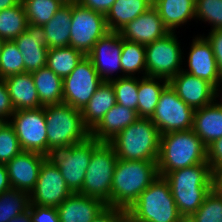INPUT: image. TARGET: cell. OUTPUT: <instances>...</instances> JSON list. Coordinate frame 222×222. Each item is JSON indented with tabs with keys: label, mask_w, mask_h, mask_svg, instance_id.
<instances>
[{
	"label": "cell",
	"mask_w": 222,
	"mask_h": 222,
	"mask_svg": "<svg viewBox=\"0 0 222 222\" xmlns=\"http://www.w3.org/2000/svg\"><path fill=\"white\" fill-rule=\"evenodd\" d=\"M164 178L183 218H190L214 188V174L208 162L168 172Z\"/></svg>",
	"instance_id": "1"
},
{
	"label": "cell",
	"mask_w": 222,
	"mask_h": 222,
	"mask_svg": "<svg viewBox=\"0 0 222 222\" xmlns=\"http://www.w3.org/2000/svg\"><path fill=\"white\" fill-rule=\"evenodd\" d=\"M158 177L156 161L118 159L111 186V207L127 210Z\"/></svg>",
	"instance_id": "2"
},
{
	"label": "cell",
	"mask_w": 222,
	"mask_h": 222,
	"mask_svg": "<svg viewBox=\"0 0 222 222\" xmlns=\"http://www.w3.org/2000/svg\"><path fill=\"white\" fill-rule=\"evenodd\" d=\"M204 162H207V147L193 129L161 135L157 161L159 176Z\"/></svg>",
	"instance_id": "3"
},
{
	"label": "cell",
	"mask_w": 222,
	"mask_h": 222,
	"mask_svg": "<svg viewBox=\"0 0 222 222\" xmlns=\"http://www.w3.org/2000/svg\"><path fill=\"white\" fill-rule=\"evenodd\" d=\"M161 134L150 118H139L108 143L118 159L158 161Z\"/></svg>",
	"instance_id": "4"
},
{
	"label": "cell",
	"mask_w": 222,
	"mask_h": 222,
	"mask_svg": "<svg viewBox=\"0 0 222 222\" xmlns=\"http://www.w3.org/2000/svg\"><path fill=\"white\" fill-rule=\"evenodd\" d=\"M47 125L48 157L56 149L83 142L90 136L84 126L81 110L61 103L44 106Z\"/></svg>",
	"instance_id": "5"
},
{
	"label": "cell",
	"mask_w": 222,
	"mask_h": 222,
	"mask_svg": "<svg viewBox=\"0 0 222 222\" xmlns=\"http://www.w3.org/2000/svg\"><path fill=\"white\" fill-rule=\"evenodd\" d=\"M140 222H181L168 181L159 176L127 209Z\"/></svg>",
	"instance_id": "6"
},
{
	"label": "cell",
	"mask_w": 222,
	"mask_h": 222,
	"mask_svg": "<svg viewBox=\"0 0 222 222\" xmlns=\"http://www.w3.org/2000/svg\"><path fill=\"white\" fill-rule=\"evenodd\" d=\"M117 160L113 147L101 142L92 152L82 189L78 193L111 206V186Z\"/></svg>",
	"instance_id": "7"
},
{
	"label": "cell",
	"mask_w": 222,
	"mask_h": 222,
	"mask_svg": "<svg viewBox=\"0 0 222 222\" xmlns=\"http://www.w3.org/2000/svg\"><path fill=\"white\" fill-rule=\"evenodd\" d=\"M176 32L145 45L146 76L170 81L183 70L184 53Z\"/></svg>",
	"instance_id": "8"
},
{
	"label": "cell",
	"mask_w": 222,
	"mask_h": 222,
	"mask_svg": "<svg viewBox=\"0 0 222 222\" xmlns=\"http://www.w3.org/2000/svg\"><path fill=\"white\" fill-rule=\"evenodd\" d=\"M100 143L89 136L83 142L56 149L49 155L73 193H78L82 189L92 152Z\"/></svg>",
	"instance_id": "9"
},
{
	"label": "cell",
	"mask_w": 222,
	"mask_h": 222,
	"mask_svg": "<svg viewBox=\"0 0 222 222\" xmlns=\"http://www.w3.org/2000/svg\"><path fill=\"white\" fill-rule=\"evenodd\" d=\"M194 109L184 103L168 84L160 94L151 121L161 135L193 128Z\"/></svg>",
	"instance_id": "10"
},
{
	"label": "cell",
	"mask_w": 222,
	"mask_h": 222,
	"mask_svg": "<svg viewBox=\"0 0 222 222\" xmlns=\"http://www.w3.org/2000/svg\"><path fill=\"white\" fill-rule=\"evenodd\" d=\"M23 151L48 157L47 125L44 106L15 111L9 119Z\"/></svg>",
	"instance_id": "11"
},
{
	"label": "cell",
	"mask_w": 222,
	"mask_h": 222,
	"mask_svg": "<svg viewBox=\"0 0 222 222\" xmlns=\"http://www.w3.org/2000/svg\"><path fill=\"white\" fill-rule=\"evenodd\" d=\"M70 32V47H73L87 56L94 44L109 29L107 27L105 15L80 4L72 3V18Z\"/></svg>",
	"instance_id": "12"
},
{
	"label": "cell",
	"mask_w": 222,
	"mask_h": 222,
	"mask_svg": "<svg viewBox=\"0 0 222 222\" xmlns=\"http://www.w3.org/2000/svg\"><path fill=\"white\" fill-rule=\"evenodd\" d=\"M102 82L92 61L85 56L74 70L63 78V103L82 110Z\"/></svg>",
	"instance_id": "13"
},
{
	"label": "cell",
	"mask_w": 222,
	"mask_h": 222,
	"mask_svg": "<svg viewBox=\"0 0 222 222\" xmlns=\"http://www.w3.org/2000/svg\"><path fill=\"white\" fill-rule=\"evenodd\" d=\"M72 193L57 165L47 157L41 165L36 186L30 193V204L58 207Z\"/></svg>",
	"instance_id": "14"
},
{
	"label": "cell",
	"mask_w": 222,
	"mask_h": 222,
	"mask_svg": "<svg viewBox=\"0 0 222 222\" xmlns=\"http://www.w3.org/2000/svg\"><path fill=\"white\" fill-rule=\"evenodd\" d=\"M123 39L119 32L109 31L100 38L93 46L87 57L92 61L98 76L103 81H111L115 78H122L121 51ZM120 72L119 76L113 73Z\"/></svg>",
	"instance_id": "15"
},
{
	"label": "cell",
	"mask_w": 222,
	"mask_h": 222,
	"mask_svg": "<svg viewBox=\"0 0 222 222\" xmlns=\"http://www.w3.org/2000/svg\"><path fill=\"white\" fill-rule=\"evenodd\" d=\"M191 43L187 56L188 69L183 68V71L211 83L219 91L222 87V76L211 44L204 35L195 36Z\"/></svg>",
	"instance_id": "16"
},
{
	"label": "cell",
	"mask_w": 222,
	"mask_h": 222,
	"mask_svg": "<svg viewBox=\"0 0 222 222\" xmlns=\"http://www.w3.org/2000/svg\"><path fill=\"white\" fill-rule=\"evenodd\" d=\"M169 84L178 97L194 110L211 104L219 96V91L211 83L183 70L174 76Z\"/></svg>",
	"instance_id": "17"
},
{
	"label": "cell",
	"mask_w": 222,
	"mask_h": 222,
	"mask_svg": "<svg viewBox=\"0 0 222 222\" xmlns=\"http://www.w3.org/2000/svg\"><path fill=\"white\" fill-rule=\"evenodd\" d=\"M46 158L40 153L22 151L6 163L11 187L30 194L36 186L41 165Z\"/></svg>",
	"instance_id": "18"
},
{
	"label": "cell",
	"mask_w": 222,
	"mask_h": 222,
	"mask_svg": "<svg viewBox=\"0 0 222 222\" xmlns=\"http://www.w3.org/2000/svg\"><path fill=\"white\" fill-rule=\"evenodd\" d=\"M13 41L22 54L24 72L32 73L46 66L48 47L42 26L28 23L26 31Z\"/></svg>",
	"instance_id": "19"
},
{
	"label": "cell",
	"mask_w": 222,
	"mask_h": 222,
	"mask_svg": "<svg viewBox=\"0 0 222 222\" xmlns=\"http://www.w3.org/2000/svg\"><path fill=\"white\" fill-rule=\"evenodd\" d=\"M118 32L124 40L146 45L164 37L169 30L164 26L158 10L152 6Z\"/></svg>",
	"instance_id": "20"
},
{
	"label": "cell",
	"mask_w": 222,
	"mask_h": 222,
	"mask_svg": "<svg viewBox=\"0 0 222 222\" xmlns=\"http://www.w3.org/2000/svg\"><path fill=\"white\" fill-rule=\"evenodd\" d=\"M105 207L99 199L72 193L57 207V212L60 222H91Z\"/></svg>",
	"instance_id": "21"
},
{
	"label": "cell",
	"mask_w": 222,
	"mask_h": 222,
	"mask_svg": "<svg viewBox=\"0 0 222 222\" xmlns=\"http://www.w3.org/2000/svg\"><path fill=\"white\" fill-rule=\"evenodd\" d=\"M139 118L137 111L116 103L90 131V136L98 142L108 143Z\"/></svg>",
	"instance_id": "22"
},
{
	"label": "cell",
	"mask_w": 222,
	"mask_h": 222,
	"mask_svg": "<svg viewBox=\"0 0 222 222\" xmlns=\"http://www.w3.org/2000/svg\"><path fill=\"white\" fill-rule=\"evenodd\" d=\"M193 131L207 147L222 137V102L216 99L194 111Z\"/></svg>",
	"instance_id": "23"
},
{
	"label": "cell",
	"mask_w": 222,
	"mask_h": 222,
	"mask_svg": "<svg viewBox=\"0 0 222 222\" xmlns=\"http://www.w3.org/2000/svg\"><path fill=\"white\" fill-rule=\"evenodd\" d=\"M15 111L43 107L31 73L24 72L4 78Z\"/></svg>",
	"instance_id": "24"
},
{
	"label": "cell",
	"mask_w": 222,
	"mask_h": 222,
	"mask_svg": "<svg viewBox=\"0 0 222 222\" xmlns=\"http://www.w3.org/2000/svg\"><path fill=\"white\" fill-rule=\"evenodd\" d=\"M115 104L116 96L112 82L103 81L81 110L84 126L91 131Z\"/></svg>",
	"instance_id": "25"
},
{
	"label": "cell",
	"mask_w": 222,
	"mask_h": 222,
	"mask_svg": "<svg viewBox=\"0 0 222 222\" xmlns=\"http://www.w3.org/2000/svg\"><path fill=\"white\" fill-rule=\"evenodd\" d=\"M196 0H154L153 6L158 10L164 26L169 32H176L189 20H195ZM183 24V25H182Z\"/></svg>",
	"instance_id": "26"
},
{
	"label": "cell",
	"mask_w": 222,
	"mask_h": 222,
	"mask_svg": "<svg viewBox=\"0 0 222 222\" xmlns=\"http://www.w3.org/2000/svg\"><path fill=\"white\" fill-rule=\"evenodd\" d=\"M152 6V0H116L105 15L109 31L118 32Z\"/></svg>",
	"instance_id": "27"
},
{
	"label": "cell",
	"mask_w": 222,
	"mask_h": 222,
	"mask_svg": "<svg viewBox=\"0 0 222 222\" xmlns=\"http://www.w3.org/2000/svg\"><path fill=\"white\" fill-rule=\"evenodd\" d=\"M71 18L72 4H64L49 22L42 25L48 49L70 46Z\"/></svg>",
	"instance_id": "28"
},
{
	"label": "cell",
	"mask_w": 222,
	"mask_h": 222,
	"mask_svg": "<svg viewBox=\"0 0 222 222\" xmlns=\"http://www.w3.org/2000/svg\"><path fill=\"white\" fill-rule=\"evenodd\" d=\"M43 106L63 103V79L47 66L31 73Z\"/></svg>",
	"instance_id": "29"
},
{
	"label": "cell",
	"mask_w": 222,
	"mask_h": 222,
	"mask_svg": "<svg viewBox=\"0 0 222 222\" xmlns=\"http://www.w3.org/2000/svg\"><path fill=\"white\" fill-rule=\"evenodd\" d=\"M169 81L145 76L139 77L137 113L140 118H150L157 106L159 97Z\"/></svg>",
	"instance_id": "30"
},
{
	"label": "cell",
	"mask_w": 222,
	"mask_h": 222,
	"mask_svg": "<svg viewBox=\"0 0 222 222\" xmlns=\"http://www.w3.org/2000/svg\"><path fill=\"white\" fill-rule=\"evenodd\" d=\"M85 57L73 47L48 49L46 66L62 79L68 76Z\"/></svg>",
	"instance_id": "31"
},
{
	"label": "cell",
	"mask_w": 222,
	"mask_h": 222,
	"mask_svg": "<svg viewBox=\"0 0 222 222\" xmlns=\"http://www.w3.org/2000/svg\"><path fill=\"white\" fill-rule=\"evenodd\" d=\"M122 77H139V73L146 76L145 45L123 39L121 51ZM138 72V73H137ZM137 73V75H136Z\"/></svg>",
	"instance_id": "32"
},
{
	"label": "cell",
	"mask_w": 222,
	"mask_h": 222,
	"mask_svg": "<svg viewBox=\"0 0 222 222\" xmlns=\"http://www.w3.org/2000/svg\"><path fill=\"white\" fill-rule=\"evenodd\" d=\"M28 25L25 9L18 5L0 11V38L12 41L26 31Z\"/></svg>",
	"instance_id": "33"
},
{
	"label": "cell",
	"mask_w": 222,
	"mask_h": 222,
	"mask_svg": "<svg viewBox=\"0 0 222 222\" xmlns=\"http://www.w3.org/2000/svg\"><path fill=\"white\" fill-rule=\"evenodd\" d=\"M29 206L30 194L10 188L0 194V222H8L23 214L29 209Z\"/></svg>",
	"instance_id": "34"
},
{
	"label": "cell",
	"mask_w": 222,
	"mask_h": 222,
	"mask_svg": "<svg viewBox=\"0 0 222 222\" xmlns=\"http://www.w3.org/2000/svg\"><path fill=\"white\" fill-rule=\"evenodd\" d=\"M21 2L28 23L39 26L49 22L64 5L60 0H21Z\"/></svg>",
	"instance_id": "35"
},
{
	"label": "cell",
	"mask_w": 222,
	"mask_h": 222,
	"mask_svg": "<svg viewBox=\"0 0 222 222\" xmlns=\"http://www.w3.org/2000/svg\"><path fill=\"white\" fill-rule=\"evenodd\" d=\"M116 103L137 111L139 77L125 76L111 80Z\"/></svg>",
	"instance_id": "36"
},
{
	"label": "cell",
	"mask_w": 222,
	"mask_h": 222,
	"mask_svg": "<svg viewBox=\"0 0 222 222\" xmlns=\"http://www.w3.org/2000/svg\"><path fill=\"white\" fill-rule=\"evenodd\" d=\"M24 73V61L15 42L5 41L0 56V78Z\"/></svg>",
	"instance_id": "37"
},
{
	"label": "cell",
	"mask_w": 222,
	"mask_h": 222,
	"mask_svg": "<svg viewBox=\"0 0 222 222\" xmlns=\"http://www.w3.org/2000/svg\"><path fill=\"white\" fill-rule=\"evenodd\" d=\"M189 219L191 222H222V195L213 188Z\"/></svg>",
	"instance_id": "38"
},
{
	"label": "cell",
	"mask_w": 222,
	"mask_h": 222,
	"mask_svg": "<svg viewBox=\"0 0 222 222\" xmlns=\"http://www.w3.org/2000/svg\"><path fill=\"white\" fill-rule=\"evenodd\" d=\"M195 19L208 22L210 31L222 29V0H196Z\"/></svg>",
	"instance_id": "39"
},
{
	"label": "cell",
	"mask_w": 222,
	"mask_h": 222,
	"mask_svg": "<svg viewBox=\"0 0 222 222\" xmlns=\"http://www.w3.org/2000/svg\"><path fill=\"white\" fill-rule=\"evenodd\" d=\"M22 151L14 128L8 122L0 131V164L8 163Z\"/></svg>",
	"instance_id": "40"
},
{
	"label": "cell",
	"mask_w": 222,
	"mask_h": 222,
	"mask_svg": "<svg viewBox=\"0 0 222 222\" xmlns=\"http://www.w3.org/2000/svg\"><path fill=\"white\" fill-rule=\"evenodd\" d=\"M32 222H60L57 207L38 206L30 204Z\"/></svg>",
	"instance_id": "41"
},
{
	"label": "cell",
	"mask_w": 222,
	"mask_h": 222,
	"mask_svg": "<svg viewBox=\"0 0 222 222\" xmlns=\"http://www.w3.org/2000/svg\"><path fill=\"white\" fill-rule=\"evenodd\" d=\"M207 162L213 174L222 169V137L207 146Z\"/></svg>",
	"instance_id": "42"
},
{
	"label": "cell",
	"mask_w": 222,
	"mask_h": 222,
	"mask_svg": "<svg viewBox=\"0 0 222 222\" xmlns=\"http://www.w3.org/2000/svg\"><path fill=\"white\" fill-rule=\"evenodd\" d=\"M208 33L205 38L212 46L219 73L222 76V29L213 30Z\"/></svg>",
	"instance_id": "43"
},
{
	"label": "cell",
	"mask_w": 222,
	"mask_h": 222,
	"mask_svg": "<svg viewBox=\"0 0 222 222\" xmlns=\"http://www.w3.org/2000/svg\"><path fill=\"white\" fill-rule=\"evenodd\" d=\"M14 113L15 109L12 105L7 85L4 82V79L0 78V117L9 121Z\"/></svg>",
	"instance_id": "44"
},
{
	"label": "cell",
	"mask_w": 222,
	"mask_h": 222,
	"mask_svg": "<svg viewBox=\"0 0 222 222\" xmlns=\"http://www.w3.org/2000/svg\"><path fill=\"white\" fill-rule=\"evenodd\" d=\"M115 1L116 0H77V3L83 7L106 15Z\"/></svg>",
	"instance_id": "45"
},
{
	"label": "cell",
	"mask_w": 222,
	"mask_h": 222,
	"mask_svg": "<svg viewBox=\"0 0 222 222\" xmlns=\"http://www.w3.org/2000/svg\"><path fill=\"white\" fill-rule=\"evenodd\" d=\"M124 211L121 208L106 206L91 222H115Z\"/></svg>",
	"instance_id": "46"
},
{
	"label": "cell",
	"mask_w": 222,
	"mask_h": 222,
	"mask_svg": "<svg viewBox=\"0 0 222 222\" xmlns=\"http://www.w3.org/2000/svg\"><path fill=\"white\" fill-rule=\"evenodd\" d=\"M11 187L9 175L5 164H0V194L6 192Z\"/></svg>",
	"instance_id": "47"
},
{
	"label": "cell",
	"mask_w": 222,
	"mask_h": 222,
	"mask_svg": "<svg viewBox=\"0 0 222 222\" xmlns=\"http://www.w3.org/2000/svg\"><path fill=\"white\" fill-rule=\"evenodd\" d=\"M115 222H140L137 218H135L128 210H125L116 220Z\"/></svg>",
	"instance_id": "48"
},
{
	"label": "cell",
	"mask_w": 222,
	"mask_h": 222,
	"mask_svg": "<svg viewBox=\"0 0 222 222\" xmlns=\"http://www.w3.org/2000/svg\"><path fill=\"white\" fill-rule=\"evenodd\" d=\"M214 188L222 195V169L214 173Z\"/></svg>",
	"instance_id": "49"
},
{
	"label": "cell",
	"mask_w": 222,
	"mask_h": 222,
	"mask_svg": "<svg viewBox=\"0 0 222 222\" xmlns=\"http://www.w3.org/2000/svg\"><path fill=\"white\" fill-rule=\"evenodd\" d=\"M8 222H32L31 218H30V206L26 212L18 215L17 217H14L13 219L9 220Z\"/></svg>",
	"instance_id": "50"
},
{
	"label": "cell",
	"mask_w": 222,
	"mask_h": 222,
	"mask_svg": "<svg viewBox=\"0 0 222 222\" xmlns=\"http://www.w3.org/2000/svg\"><path fill=\"white\" fill-rule=\"evenodd\" d=\"M21 0H0V11L18 5Z\"/></svg>",
	"instance_id": "51"
},
{
	"label": "cell",
	"mask_w": 222,
	"mask_h": 222,
	"mask_svg": "<svg viewBox=\"0 0 222 222\" xmlns=\"http://www.w3.org/2000/svg\"><path fill=\"white\" fill-rule=\"evenodd\" d=\"M9 121L5 118L0 117V131L5 127V125L8 123Z\"/></svg>",
	"instance_id": "52"
},
{
	"label": "cell",
	"mask_w": 222,
	"mask_h": 222,
	"mask_svg": "<svg viewBox=\"0 0 222 222\" xmlns=\"http://www.w3.org/2000/svg\"><path fill=\"white\" fill-rule=\"evenodd\" d=\"M62 3L64 4H72V3H76L77 0H60Z\"/></svg>",
	"instance_id": "53"
},
{
	"label": "cell",
	"mask_w": 222,
	"mask_h": 222,
	"mask_svg": "<svg viewBox=\"0 0 222 222\" xmlns=\"http://www.w3.org/2000/svg\"><path fill=\"white\" fill-rule=\"evenodd\" d=\"M5 40L0 38V56H1V50H2V46L4 44Z\"/></svg>",
	"instance_id": "54"
},
{
	"label": "cell",
	"mask_w": 222,
	"mask_h": 222,
	"mask_svg": "<svg viewBox=\"0 0 222 222\" xmlns=\"http://www.w3.org/2000/svg\"><path fill=\"white\" fill-rule=\"evenodd\" d=\"M221 94V95H220ZM219 95L220 96H218V98L220 99V101H222V87L220 88V90H219Z\"/></svg>",
	"instance_id": "55"
},
{
	"label": "cell",
	"mask_w": 222,
	"mask_h": 222,
	"mask_svg": "<svg viewBox=\"0 0 222 222\" xmlns=\"http://www.w3.org/2000/svg\"><path fill=\"white\" fill-rule=\"evenodd\" d=\"M181 222H191L189 218H184Z\"/></svg>",
	"instance_id": "56"
}]
</instances>
